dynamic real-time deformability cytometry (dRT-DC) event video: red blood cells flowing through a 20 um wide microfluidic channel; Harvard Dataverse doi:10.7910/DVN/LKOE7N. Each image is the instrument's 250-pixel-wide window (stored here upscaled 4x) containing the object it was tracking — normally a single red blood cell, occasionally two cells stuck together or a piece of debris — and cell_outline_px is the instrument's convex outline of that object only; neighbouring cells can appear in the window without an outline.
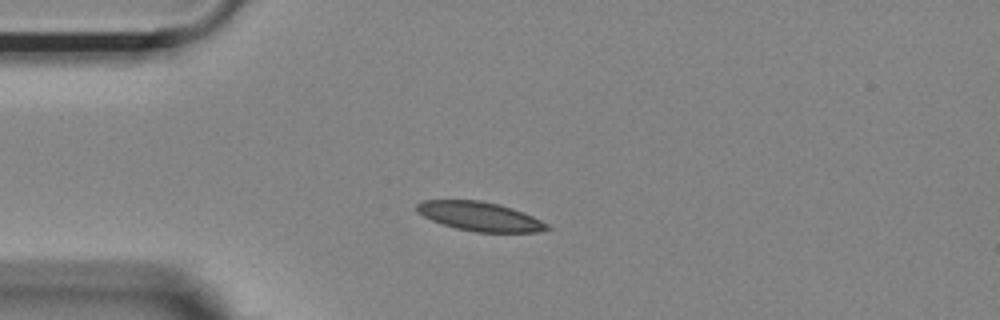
{"species": "Egyptian fruit bat (a non-hibernating species)", "species_latin": "Rousettus aegyptiacus", "temperature_condition": "room temperature", "stored_images_in_passage": 42, "camera_frame_rate_fps": 3000, "um_per_image_px": 0.085, "animal": {"sex": "female"}, "frame": {"image": 1, "passage_image": 1, "time_ms": 0.0, "image_size_px": [1000, 320], "cell_outline_px": [[552, 228], [540, 232], [476, 232], [456, 228], [432, 220], [416, 212], [416, 204], [424, 200], [480, 200], [500, 204], [524, 212], [548, 224]], "centroid_in_image_um": [40.8, 18.39], "position_along_channel_um": 44.2, "area_um2": 22.08}}
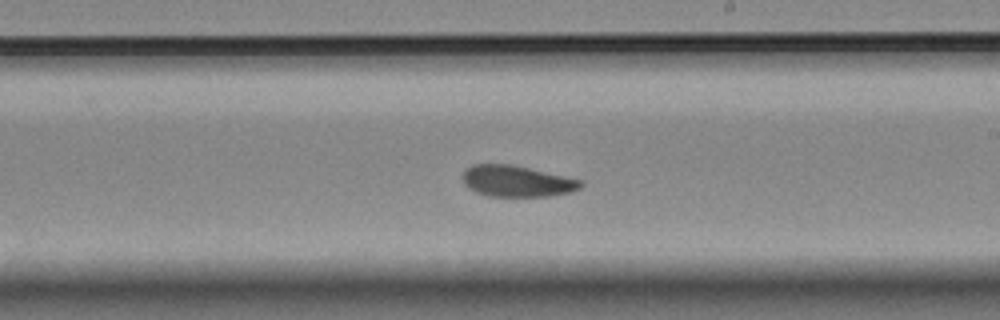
{"frame": {"image": 2, "passage_image": 19, "time_ms": 6.0, "image_size_px": [1000, 320], "cell_outline_px": [[584, 184], [580, 188], [568, 192], [548, 196], [488, 196], [476, 192], [468, 188], [464, 184], [464, 172], [472, 164], [512, 164], [584, 180]], "centroid_in_image_um": [43.95, 15.39], "position_along_channel_um": 245.0, "area_um2": 21.44}}
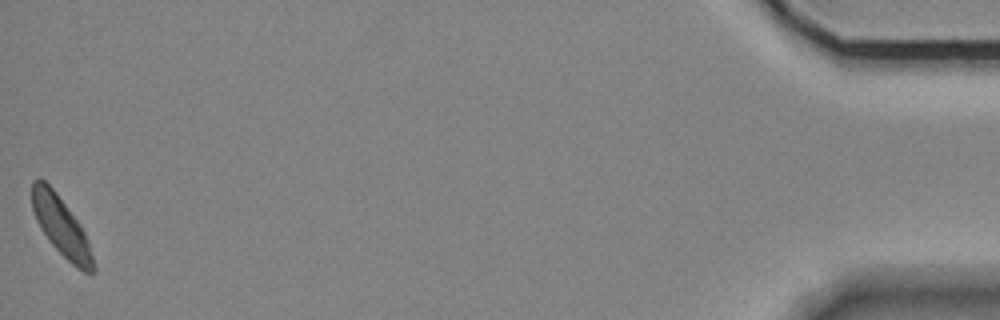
{"frame": {"image": 3, "passage_image": 42, "time_ms": 13.667, "image_size_px": [1000, 320], "cell_outline_px": [[96, 272], [84, 272], [76, 268], [48, 240], [40, 228], [36, 220], [32, 208], [32, 180], [44, 180], [56, 192], [80, 224], [84, 232], [96, 268]], "centroid_in_image_um": [5.19, 19.26], "position_along_channel_um": 430.0, "area_um2": 20.69}}